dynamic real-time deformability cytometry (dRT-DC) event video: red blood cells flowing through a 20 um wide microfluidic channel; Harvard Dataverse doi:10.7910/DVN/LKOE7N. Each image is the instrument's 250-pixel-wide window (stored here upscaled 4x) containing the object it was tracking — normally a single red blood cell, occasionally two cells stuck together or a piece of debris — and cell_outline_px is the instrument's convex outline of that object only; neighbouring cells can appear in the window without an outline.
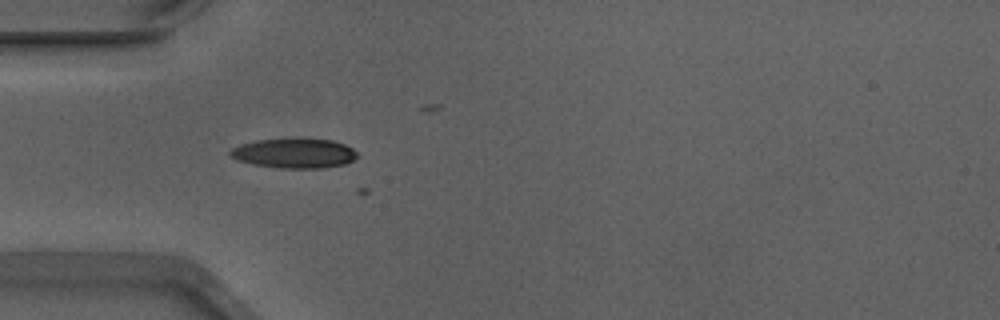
{"species": "Egyptian fruit bat (a non-hibernating species)", "species_latin": "Rousettus aegyptiacus", "temperature_condition": "warm", "stored_images_in_passage": 12, "camera_frame_rate_fps": 3000, "um_per_image_px": 0.085, "animal": {"sex": "male"}, "frame": {"image": 1, "passage_image": 1, "time_ms": 0.0, "image_size_px": [1000, 320], "cell_outline_px": [[360, 156], [344, 164], [324, 168], [280, 168], [252, 164], [236, 160], [228, 152], [232, 148], [240, 144], [256, 140], [332, 140], [344, 144], [352, 148]], "centroid_in_image_um": [25.01, 13.05], "position_along_channel_um": 60.0, "area_um2": 21.62}}
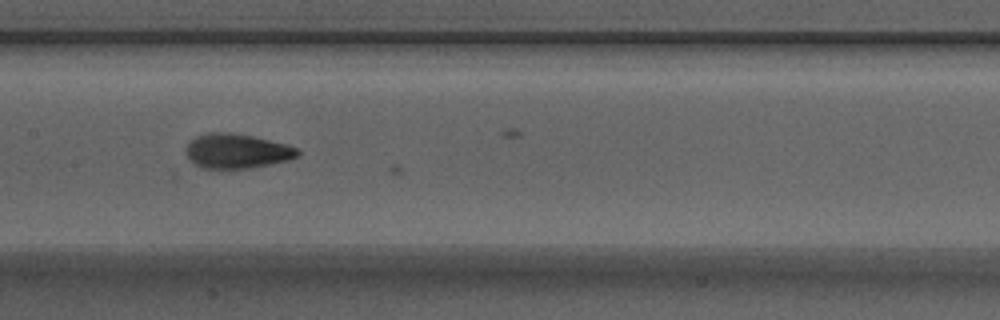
{"frame": {"image": 2, "passage_image": 11, "time_ms": 3.333, "image_size_px": [1000, 320], "cell_outline_px": [[300, 152], [296, 156], [288, 160], [252, 168], [200, 168], [188, 156], [188, 144], [196, 136], [208, 132], [228, 132], [252, 136], [284, 144], [296, 148]], "centroid_in_image_um": [20.13, 12.84], "position_along_channel_um": 187.3, "area_um2": 22.02}}